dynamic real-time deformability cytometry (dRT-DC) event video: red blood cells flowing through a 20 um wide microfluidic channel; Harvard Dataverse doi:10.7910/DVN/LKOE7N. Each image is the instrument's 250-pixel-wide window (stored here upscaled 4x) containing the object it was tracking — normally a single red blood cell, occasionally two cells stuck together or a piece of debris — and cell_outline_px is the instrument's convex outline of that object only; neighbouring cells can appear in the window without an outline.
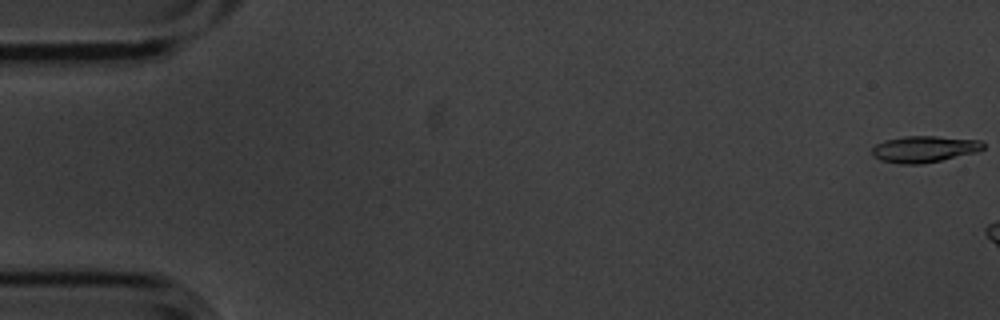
{"species": "common noctule bat (a hibernating species)", "species_latin": "Nyctalus noctula", "temperature_condition": "cold", "stored_images_in_passage": 3, "camera_frame_rate_fps": 3000, "um_per_image_px": 0.085, "animal": {"sex": "male", "body_mass_g": 20.1, "forearm_length_mm": 53.5}, "frame": {"image": 1, "passage_image": 1, "time_ms": 0.0, "image_size_px": [1000, 320], "cell_outline_px": [[984, 148], [976, 152], [940, 160], [920, 164], [900, 164], [880, 160], [872, 156], [872, 148], [876, 144], [884, 140], [904, 136], [936, 136], [980, 140], [984, 144]], "centroid_in_image_um": [78.52, 12.67], "position_along_channel_um": 6.5, "area_um2": 17.11}}